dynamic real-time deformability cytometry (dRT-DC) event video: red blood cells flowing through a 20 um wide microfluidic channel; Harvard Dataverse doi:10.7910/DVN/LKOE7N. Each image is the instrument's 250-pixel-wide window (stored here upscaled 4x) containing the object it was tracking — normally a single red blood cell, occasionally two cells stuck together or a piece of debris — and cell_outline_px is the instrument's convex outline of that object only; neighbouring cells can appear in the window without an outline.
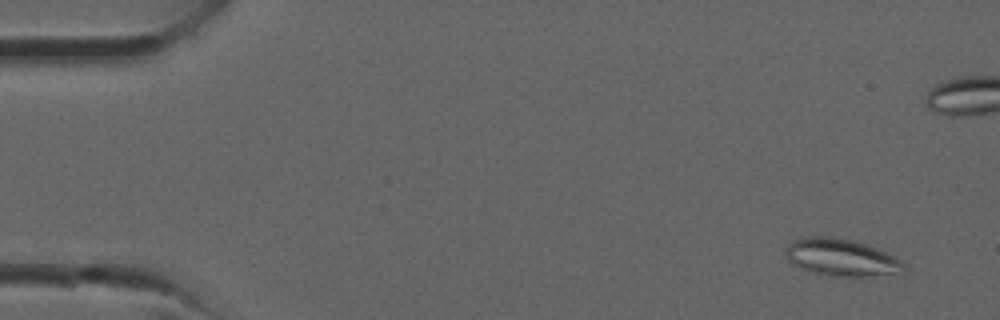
{"species": "common noctule bat (a hibernating species)", "species_latin": "Nyctalus noctula", "temperature_condition": "room temperature", "stored_images_in_passage": 33, "camera_frame_rate_fps": 3000, "um_per_image_px": 0.085, "animal": {"sex": "male", "forearm_length_mm": 52.5}, "frame": {"image": 1, "passage_image": 3, "time_ms": 0.667, "image_size_px": [1000, 320], "cell_outline_px": [[904, 272], [868, 276], [824, 276], [812, 272], [792, 264], [788, 260], [784, 252], [788, 244], [792, 240], [808, 236], [832, 236], [852, 240], [876, 248], [900, 260], [904, 264]], "centroid_in_image_um": [71.44, 21.88], "position_along_channel_um": 13.6, "area_um2": 25.55}}
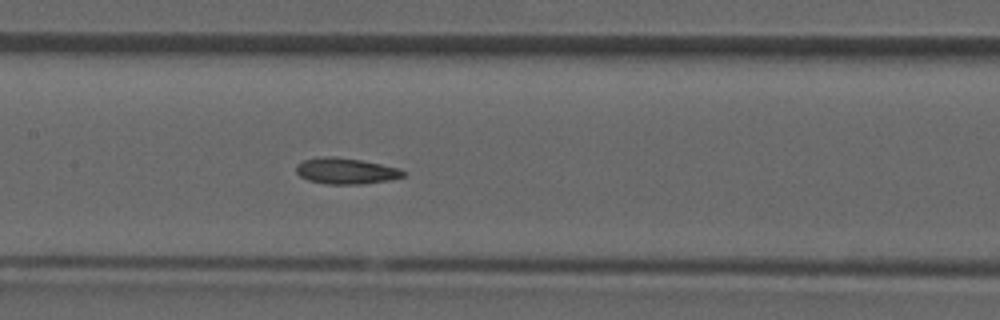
{"frame": {"image": 2, "passage_image": 18, "time_ms": 5.667, "image_size_px": [1000, 320], "cell_outline_px": [[408, 172], [404, 176], [388, 180], [364, 184], [328, 184], [308, 180], [300, 176], [296, 172], [296, 164], [304, 160], [324, 156], [332, 156], [360, 160], [400, 168]], "centroid_in_image_um": [29.41, 14.53], "position_along_channel_um": 178.0, "area_um2": 16.24}}
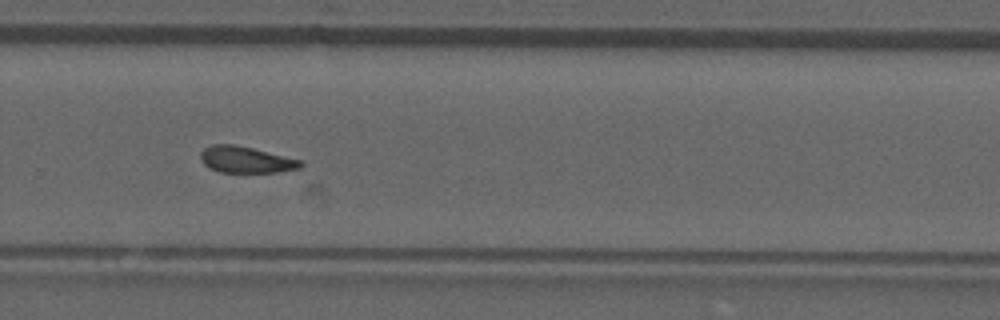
{"frame": {"image": 3, "passage_image": 25, "time_ms": 8.0, "image_size_px": [1000, 320], "cell_outline_px": [[304, 164], [300, 168], [276, 172], [220, 172], [208, 168], [200, 160], [200, 152], [204, 148], [212, 144], [232, 144], [252, 148], [304, 160]], "centroid_in_image_um": [20.9, 13.57], "position_along_channel_um": 308.9, "area_um2": 15.55}}